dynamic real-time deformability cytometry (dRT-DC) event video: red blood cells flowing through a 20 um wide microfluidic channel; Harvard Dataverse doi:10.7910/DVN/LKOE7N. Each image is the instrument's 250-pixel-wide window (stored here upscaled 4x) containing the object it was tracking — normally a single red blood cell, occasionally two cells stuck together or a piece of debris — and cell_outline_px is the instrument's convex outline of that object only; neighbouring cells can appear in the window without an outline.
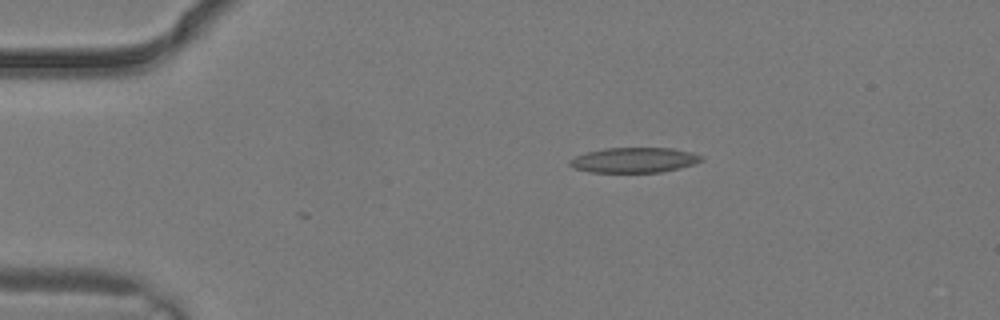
{"species": "common noctule bat (a hibernating species)", "species_latin": "Nyctalus noctula", "temperature_condition": "warm", "stored_images_in_passage": 1, "camera_frame_rate_fps": 3000, "um_per_image_px": 0.085, "animal": {"sex": "male", "body_mass_g": 19.2, "forearm_length_mm": 51.8}, "frame": {"image": 1, "passage_image": 1, "time_ms": 0.0, "image_size_px": [1000, 320], "cell_outline_px": [[704, 160], [680, 168], [660, 172], [588, 172], [576, 168], [568, 164], [568, 160], [576, 156], [588, 152], [604, 148], [672, 148], [692, 152], [704, 156]], "centroid_in_image_um": [53.92, 13.6], "position_along_channel_um": 31.1, "area_um2": 19.25}}